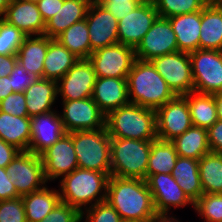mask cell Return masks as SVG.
I'll use <instances>...</instances> for the list:
<instances>
[{
  "mask_svg": "<svg viewBox=\"0 0 222 222\" xmlns=\"http://www.w3.org/2000/svg\"><path fill=\"white\" fill-rule=\"evenodd\" d=\"M106 201L117 211L122 220L138 222L160 220L154 208L152 194L144 179L110 176Z\"/></svg>",
  "mask_w": 222,
  "mask_h": 222,
  "instance_id": "1",
  "label": "cell"
},
{
  "mask_svg": "<svg viewBox=\"0 0 222 222\" xmlns=\"http://www.w3.org/2000/svg\"><path fill=\"white\" fill-rule=\"evenodd\" d=\"M127 88L131 104L155 111L176 97L150 61L135 60L127 76Z\"/></svg>",
  "mask_w": 222,
  "mask_h": 222,
  "instance_id": "2",
  "label": "cell"
},
{
  "mask_svg": "<svg viewBox=\"0 0 222 222\" xmlns=\"http://www.w3.org/2000/svg\"><path fill=\"white\" fill-rule=\"evenodd\" d=\"M110 176L111 173L78 167L59 180L60 189L58 190H60L61 202L74 206L82 212L88 207L105 201Z\"/></svg>",
  "mask_w": 222,
  "mask_h": 222,
  "instance_id": "3",
  "label": "cell"
},
{
  "mask_svg": "<svg viewBox=\"0 0 222 222\" xmlns=\"http://www.w3.org/2000/svg\"><path fill=\"white\" fill-rule=\"evenodd\" d=\"M110 138L154 141L157 137L156 111L137 104L117 108L106 116Z\"/></svg>",
  "mask_w": 222,
  "mask_h": 222,
  "instance_id": "4",
  "label": "cell"
},
{
  "mask_svg": "<svg viewBox=\"0 0 222 222\" xmlns=\"http://www.w3.org/2000/svg\"><path fill=\"white\" fill-rule=\"evenodd\" d=\"M151 141L111 138V176L146 181Z\"/></svg>",
  "mask_w": 222,
  "mask_h": 222,
  "instance_id": "5",
  "label": "cell"
},
{
  "mask_svg": "<svg viewBox=\"0 0 222 222\" xmlns=\"http://www.w3.org/2000/svg\"><path fill=\"white\" fill-rule=\"evenodd\" d=\"M78 167L98 172L111 171V138L107 128L72 132Z\"/></svg>",
  "mask_w": 222,
  "mask_h": 222,
  "instance_id": "6",
  "label": "cell"
},
{
  "mask_svg": "<svg viewBox=\"0 0 222 222\" xmlns=\"http://www.w3.org/2000/svg\"><path fill=\"white\" fill-rule=\"evenodd\" d=\"M194 91L216 95L222 93V54L219 50L198 49L189 53Z\"/></svg>",
  "mask_w": 222,
  "mask_h": 222,
  "instance_id": "7",
  "label": "cell"
},
{
  "mask_svg": "<svg viewBox=\"0 0 222 222\" xmlns=\"http://www.w3.org/2000/svg\"><path fill=\"white\" fill-rule=\"evenodd\" d=\"M5 169L20 197L46 186L47 180L40 155L20 151Z\"/></svg>",
  "mask_w": 222,
  "mask_h": 222,
  "instance_id": "8",
  "label": "cell"
},
{
  "mask_svg": "<svg viewBox=\"0 0 222 222\" xmlns=\"http://www.w3.org/2000/svg\"><path fill=\"white\" fill-rule=\"evenodd\" d=\"M176 96L194 91L192 64L189 53L176 51L150 61Z\"/></svg>",
  "mask_w": 222,
  "mask_h": 222,
  "instance_id": "9",
  "label": "cell"
},
{
  "mask_svg": "<svg viewBox=\"0 0 222 222\" xmlns=\"http://www.w3.org/2000/svg\"><path fill=\"white\" fill-rule=\"evenodd\" d=\"M88 60L97 77L127 78L136 60L135 49L117 43L95 50Z\"/></svg>",
  "mask_w": 222,
  "mask_h": 222,
  "instance_id": "10",
  "label": "cell"
},
{
  "mask_svg": "<svg viewBox=\"0 0 222 222\" xmlns=\"http://www.w3.org/2000/svg\"><path fill=\"white\" fill-rule=\"evenodd\" d=\"M60 118L66 132L99 130L106 127V115L93 98L62 100Z\"/></svg>",
  "mask_w": 222,
  "mask_h": 222,
  "instance_id": "11",
  "label": "cell"
},
{
  "mask_svg": "<svg viewBox=\"0 0 222 222\" xmlns=\"http://www.w3.org/2000/svg\"><path fill=\"white\" fill-rule=\"evenodd\" d=\"M152 194L154 208L160 219H175L169 215L170 208L194 206L176 180L170 174L151 175L146 180Z\"/></svg>",
  "mask_w": 222,
  "mask_h": 222,
  "instance_id": "12",
  "label": "cell"
},
{
  "mask_svg": "<svg viewBox=\"0 0 222 222\" xmlns=\"http://www.w3.org/2000/svg\"><path fill=\"white\" fill-rule=\"evenodd\" d=\"M179 51L176 34L168 18L158 17L142 41L135 48L136 59H152Z\"/></svg>",
  "mask_w": 222,
  "mask_h": 222,
  "instance_id": "13",
  "label": "cell"
},
{
  "mask_svg": "<svg viewBox=\"0 0 222 222\" xmlns=\"http://www.w3.org/2000/svg\"><path fill=\"white\" fill-rule=\"evenodd\" d=\"M157 137L172 141L193 126L189 105L183 96H176L156 110Z\"/></svg>",
  "mask_w": 222,
  "mask_h": 222,
  "instance_id": "14",
  "label": "cell"
},
{
  "mask_svg": "<svg viewBox=\"0 0 222 222\" xmlns=\"http://www.w3.org/2000/svg\"><path fill=\"white\" fill-rule=\"evenodd\" d=\"M45 179L52 181L78 168V161L72 140V132H66L51 147L40 154ZM60 177V178H59Z\"/></svg>",
  "mask_w": 222,
  "mask_h": 222,
  "instance_id": "15",
  "label": "cell"
},
{
  "mask_svg": "<svg viewBox=\"0 0 222 222\" xmlns=\"http://www.w3.org/2000/svg\"><path fill=\"white\" fill-rule=\"evenodd\" d=\"M158 17L152 0L140 4L118 21L119 43L135 49Z\"/></svg>",
  "mask_w": 222,
  "mask_h": 222,
  "instance_id": "16",
  "label": "cell"
},
{
  "mask_svg": "<svg viewBox=\"0 0 222 222\" xmlns=\"http://www.w3.org/2000/svg\"><path fill=\"white\" fill-rule=\"evenodd\" d=\"M97 75L88 59H79L58 81L62 100H78L93 95Z\"/></svg>",
  "mask_w": 222,
  "mask_h": 222,
  "instance_id": "17",
  "label": "cell"
},
{
  "mask_svg": "<svg viewBox=\"0 0 222 222\" xmlns=\"http://www.w3.org/2000/svg\"><path fill=\"white\" fill-rule=\"evenodd\" d=\"M86 22L93 52L119 43L118 21L104 6L92 1L87 11Z\"/></svg>",
  "mask_w": 222,
  "mask_h": 222,
  "instance_id": "18",
  "label": "cell"
},
{
  "mask_svg": "<svg viewBox=\"0 0 222 222\" xmlns=\"http://www.w3.org/2000/svg\"><path fill=\"white\" fill-rule=\"evenodd\" d=\"M66 133L56 110L31 117L29 152L40 155Z\"/></svg>",
  "mask_w": 222,
  "mask_h": 222,
  "instance_id": "19",
  "label": "cell"
},
{
  "mask_svg": "<svg viewBox=\"0 0 222 222\" xmlns=\"http://www.w3.org/2000/svg\"><path fill=\"white\" fill-rule=\"evenodd\" d=\"M2 18L26 36L44 35L46 23L41 16L37 3L11 0Z\"/></svg>",
  "mask_w": 222,
  "mask_h": 222,
  "instance_id": "20",
  "label": "cell"
},
{
  "mask_svg": "<svg viewBox=\"0 0 222 222\" xmlns=\"http://www.w3.org/2000/svg\"><path fill=\"white\" fill-rule=\"evenodd\" d=\"M92 98L106 116L128 105L127 78L97 77Z\"/></svg>",
  "mask_w": 222,
  "mask_h": 222,
  "instance_id": "21",
  "label": "cell"
},
{
  "mask_svg": "<svg viewBox=\"0 0 222 222\" xmlns=\"http://www.w3.org/2000/svg\"><path fill=\"white\" fill-rule=\"evenodd\" d=\"M91 2L92 0H64L57 14L46 22L44 35L56 39L72 24L86 19Z\"/></svg>",
  "mask_w": 222,
  "mask_h": 222,
  "instance_id": "22",
  "label": "cell"
},
{
  "mask_svg": "<svg viewBox=\"0 0 222 222\" xmlns=\"http://www.w3.org/2000/svg\"><path fill=\"white\" fill-rule=\"evenodd\" d=\"M177 38L178 50L191 53L200 49L201 11L168 18Z\"/></svg>",
  "mask_w": 222,
  "mask_h": 222,
  "instance_id": "23",
  "label": "cell"
},
{
  "mask_svg": "<svg viewBox=\"0 0 222 222\" xmlns=\"http://www.w3.org/2000/svg\"><path fill=\"white\" fill-rule=\"evenodd\" d=\"M28 116L50 112L58 97V82L44 78L36 79L25 91Z\"/></svg>",
  "mask_w": 222,
  "mask_h": 222,
  "instance_id": "24",
  "label": "cell"
},
{
  "mask_svg": "<svg viewBox=\"0 0 222 222\" xmlns=\"http://www.w3.org/2000/svg\"><path fill=\"white\" fill-rule=\"evenodd\" d=\"M51 40L46 35L26 36L16 54L17 62L37 79L43 78V62Z\"/></svg>",
  "mask_w": 222,
  "mask_h": 222,
  "instance_id": "25",
  "label": "cell"
},
{
  "mask_svg": "<svg viewBox=\"0 0 222 222\" xmlns=\"http://www.w3.org/2000/svg\"><path fill=\"white\" fill-rule=\"evenodd\" d=\"M200 49L222 50V3L210 1L201 10Z\"/></svg>",
  "mask_w": 222,
  "mask_h": 222,
  "instance_id": "26",
  "label": "cell"
},
{
  "mask_svg": "<svg viewBox=\"0 0 222 222\" xmlns=\"http://www.w3.org/2000/svg\"><path fill=\"white\" fill-rule=\"evenodd\" d=\"M0 139L20 151H28L31 140V118L0 111Z\"/></svg>",
  "mask_w": 222,
  "mask_h": 222,
  "instance_id": "27",
  "label": "cell"
},
{
  "mask_svg": "<svg viewBox=\"0 0 222 222\" xmlns=\"http://www.w3.org/2000/svg\"><path fill=\"white\" fill-rule=\"evenodd\" d=\"M171 175L193 203L203 194L199 160L178 156Z\"/></svg>",
  "mask_w": 222,
  "mask_h": 222,
  "instance_id": "28",
  "label": "cell"
},
{
  "mask_svg": "<svg viewBox=\"0 0 222 222\" xmlns=\"http://www.w3.org/2000/svg\"><path fill=\"white\" fill-rule=\"evenodd\" d=\"M21 198L27 222H39L47 218L49 212L61 202L59 190H50L47 185Z\"/></svg>",
  "mask_w": 222,
  "mask_h": 222,
  "instance_id": "29",
  "label": "cell"
},
{
  "mask_svg": "<svg viewBox=\"0 0 222 222\" xmlns=\"http://www.w3.org/2000/svg\"><path fill=\"white\" fill-rule=\"evenodd\" d=\"M78 60L60 42L52 39L43 62V78L58 82Z\"/></svg>",
  "mask_w": 222,
  "mask_h": 222,
  "instance_id": "30",
  "label": "cell"
},
{
  "mask_svg": "<svg viewBox=\"0 0 222 222\" xmlns=\"http://www.w3.org/2000/svg\"><path fill=\"white\" fill-rule=\"evenodd\" d=\"M172 142L179 157L199 160L210 152L208 130L201 127H190Z\"/></svg>",
  "mask_w": 222,
  "mask_h": 222,
  "instance_id": "31",
  "label": "cell"
},
{
  "mask_svg": "<svg viewBox=\"0 0 222 222\" xmlns=\"http://www.w3.org/2000/svg\"><path fill=\"white\" fill-rule=\"evenodd\" d=\"M183 97L189 105L193 126L208 130L218 120L215 95L193 91Z\"/></svg>",
  "mask_w": 222,
  "mask_h": 222,
  "instance_id": "32",
  "label": "cell"
},
{
  "mask_svg": "<svg viewBox=\"0 0 222 222\" xmlns=\"http://www.w3.org/2000/svg\"><path fill=\"white\" fill-rule=\"evenodd\" d=\"M178 158L174 143L157 138L151 141L146 180L151 175L170 174Z\"/></svg>",
  "mask_w": 222,
  "mask_h": 222,
  "instance_id": "33",
  "label": "cell"
},
{
  "mask_svg": "<svg viewBox=\"0 0 222 222\" xmlns=\"http://www.w3.org/2000/svg\"><path fill=\"white\" fill-rule=\"evenodd\" d=\"M203 194H222V153L209 152L199 159Z\"/></svg>",
  "mask_w": 222,
  "mask_h": 222,
  "instance_id": "34",
  "label": "cell"
},
{
  "mask_svg": "<svg viewBox=\"0 0 222 222\" xmlns=\"http://www.w3.org/2000/svg\"><path fill=\"white\" fill-rule=\"evenodd\" d=\"M56 40L79 59H88L93 52L86 19L72 24Z\"/></svg>",
  "mask_w": 222,
  "mask_h": 222,
  "instance_id": "35",
  "label": "cell"
},
{
  "mask_svg": "<svg viewBox=\"0 0 222 222\" xmlns=\"http://www.w3.org/2000/svg\"><path fill=\"white\" fill-rule=\"evenodd\" d=\"M159 17L169 18L201 11L210 0H152Z\"/></svg>",
  "mask_w": 222,
  "mask_h": 222,
  "instance_id": "36",
  "label": "cell"
},
{
  "mask_svg": "<svg viewBox=\"0 0 222 222\" xmlns=\"http://www.w3.org/2000/svg\"><path fill=\"white\" fill-rule=\"evenodd\" d=\"M26 35L0 18V55H16Z\"/></svg>",
  "mask_w": 222,
  "mask_h": 222,
  "instance_id": "37",
  "label": "cell"
},
{
  "mask_svg": "<svg viewBox=\"0 0 222 222\" xmlns=\"http://www.w3.org/2000/svg\"><path fill=\"white\" fill-rule=\"evenodd\" d=\"M193 208L206 222H222V194H202Z\"/></svg>",
  "mask_w": 222,
  "mask_h": 222,
  "instance_id": "38",
  "label": "cell"
},
{
  "mask_svg": "<svg viewBox=\"0 0 222 222\" xmlns=\"http://www.w3.org/2000/svg\"><path fill=\"white\" fill-rule=\"evenodd\" d=\"M82 220L85 222H121L122 218L117 211L108 203L102 201L94 206L88 207L81 212ZM85 216V217H84ZM82 221V222H83Z\"/></svg>",
  "mask_w": 222,
  "mask_h": 222,
  "instance_id": "39",
  "label": "cell"
},
{
  "mask_svg": "<svg viewBox=\"0 0 222 222\" xmlns=\"http://www.w3.org/2000/svg\"><path fill=\"white\" fill-rule=\"evenodd\" d=\"M0 222H27L21 197L0 201Z\"/></svg>",
  "mask_w": 222,
  "mask_h": 222,
  "instance_id": "40",
  "label": "cell"
},
{
  "mask_svg": "<svg viewBox=\"0 0 222 222\" xmlns=\"http://www.w3.org/2000/svg\"><path fill=\"white\" fill-rule=\"evenodd\" d=\"M146 1L148 0H93V2L104 6L117 21Z\"/></svg>",
  "mask_w": 222,
  "mask_h": 222,
  "instance_id": "41",
  "label": "cell"
},
{
  "mask_svg": "<svg viewBox=\"0 0 222 222\" xmlns=\"http://www.w3.org/2000/svg\"><path fill=\"white\" fill-rule=\"evenodd\" d=\"M81 211L76 207L60 202L47 218L39 222H82Z\"/></svg>",
  "mask_w": 222,
  "mask_h": 222,
  "instance_id": "42",
  "label": "cell"
},
{
  "mask_svg": "<svg viewBox=\"0 0 222 222\" xmlns=\"http://www.w3.org/2000/svg\"><path fill=\"white\" fill-rule=\"evenodd\" d=\"M24 92H14L0 101V111L18 117H29Z\"/></svg>",
  "mask_w": 222,
  "mask_h": 222,
  "instance_id": "43",
  "label": "cell"
},
{
  "mask_svg": "<svg viewBox=\"0 0 222 222\" xmlns=\"http://www.w3.org/2000/svg\"><path fill=\"white\" fill-rule=\"evenodd\" d=\"M13 92H24L37 78L30 75L18 62L9 75Z\"/></svg>",
  "mask_w": 222,
  "mask_h": 222,
  "instance_id": "44",
  "label": "cell"
},
{
  "mask_svg": "<svg viewBox=\"0 0 222 222\" xmlns=\"http://www.w3.org/2000/svg\"><path fill=\"white\" fill-rule=\"evenodd\" d=\"M18 197L20 196L17 194L15 185L9 180L6 169L0 167V201Z\"/></svg>",
  "mask_w": 222,
  "mask_h": 222,
  "instance_id": "45",
  "label": "cell"
},
{
  "mask_svg": "<svg viewBox=\"0 0 222 222\" xmlns=\"http://www.w3.org/2000/svg\"><path fill=\"white\" fill-rule=\"evenodd\" d=\"M208 142L211 152L222 153V120H217L208 129Z\"/></svg>",
  "mask_w": 222,
  "mask_h": 222,
  "instance_id": "46",
  "label": "cell"
},
{
  "mask_svg": "<svg viewBox=\"0 0 222 222\" xmlns=\"http://www.w3.org/2000/svg\"><path fill=\"white\" fill-rule=\"evenodd\" d=\"M64 0H40L37 3L38 9L41 13V16L45 23L55 14L60 8V5H63Z\"/></svg>",
  "mask_w": 222,
  "mask_h": 222,
  "instance_id": "47",
  "label": "cell"
},
{
  "mask_svg": "<svg viewBox=\"0 0 222 222\" xmlns=\"http://www.w3.org/2000/svg\"><path fill=\"white\" fill-rule=\"evenodd\" d=\"M19 152L15 146L0 139V167L6 168Z\"/></svg>",
  "mask_w": 222,
  "mask_h": 222,
  "instance_id": "48",
  "label": "cell"
},
{
  "mask_svg": "<svg viewBox=\"0 0 222 222\" xmlns=\"http://www.w3.org/2000/svg\"><path fill=\"white\" fill-rule=\"evenodd\" d=\"M16 64V55H0V77L10 75Z\"/></svg>",
  "mask_w": 222,
  "mask_h": 222,
  "instance_id": "49",
  "label": "cell"
},
{
  "mask_svg": "<svg viewBox=\"0 0 222 222\" xmlns=\"http://www.w3.org/2000/svg\"><path fill=\"white\" fill-rule=\"evenodd\" d=\"M11 79L8 76L0 77V101L6 98L9 94H12Z\"/></svg>",
  "mask_w": 222,
  "mask_h": 222,
  "instance_id": "50",
  "label": "cell"
},
{
  "mask_svg": "<svg viewBox=\"0 0 222 222\" xmlns=\"http://www.w3.org/2000/svg\"><path fill=\"white\" fill-rule=\"evenodd\" d=\"M215 101L217 106V117L222 120V93L215 95Z\"/></svg>",
  "mask_w": 222,
  "mask_h": 222,
  "instance_id": "51",
  "label": "cell"
},
{
  "mask_svg": "<svg viewBox=\"0 0 222 222\" xmlns=\"http://www.w3.org/2000/svg\"><path fill=\"white\" fill-rule=\"evenodd\" d=\"M11 0H0V18H2L7 10V7L10 5Z\"/></svg>",
  "mask_w": 222,
  "mask_h": 222,
  "instance_id": "52",
  "label": "cell"
},
{
  "mask_svg": "<svg viewBox=\"0 0 222 222\" xmlns=\"http://www.w3.org/2000/svg\"><path fill=\"white\" fill-rule=\"evenodd\" d=\"M156 222H180L177 218L175 219H160Z\"/></svg>",
  "mask_w": 222,
  "mask_h": 222,
  "instance_id": "53",
  "label": "cell"
},
{
  "mask_svg": "<svg viewBox=\"0 0 222 222\" xmlns=\"http://www.w3.org/2000/svg\"><path fill=\"white\" fill-rule=\"evenodd\" d=\"M25 1H29V2H32V3H38L40 0H25Z\"/></svg>",
  "mask_w": 222,
  "mask_h": 222,
  "instance_id": "54",
  "label": "cell"
},
{
  "mask_svg": "<svg viewBox=\"0 0 222 222\" xmlns=\"http://www.w3.org/2000/svg\"><path fill=\"white\" fill-rule=\"evenodd\" d=\"M121 222H138V221L122 220Z\"/></svg>",
  "mask_w": 222,
  "mask_h": 222,
  "instance_id": "55",
  "label": "cell"
},
{
  "mask_svg": "<svg viewBox=\"0 0 222 222\" xmlns=\"http://www.w3.org/2000/svg\"><path fill=\"white\" fill-rule=\"evenodd\" d=\"M214 2L222 3V0H213Z\"/></svg>",
  "mask_w": 222,
  "mask_h": 222,
  "instance_id": "56",
  "label": "cell"
}]
</instances>
